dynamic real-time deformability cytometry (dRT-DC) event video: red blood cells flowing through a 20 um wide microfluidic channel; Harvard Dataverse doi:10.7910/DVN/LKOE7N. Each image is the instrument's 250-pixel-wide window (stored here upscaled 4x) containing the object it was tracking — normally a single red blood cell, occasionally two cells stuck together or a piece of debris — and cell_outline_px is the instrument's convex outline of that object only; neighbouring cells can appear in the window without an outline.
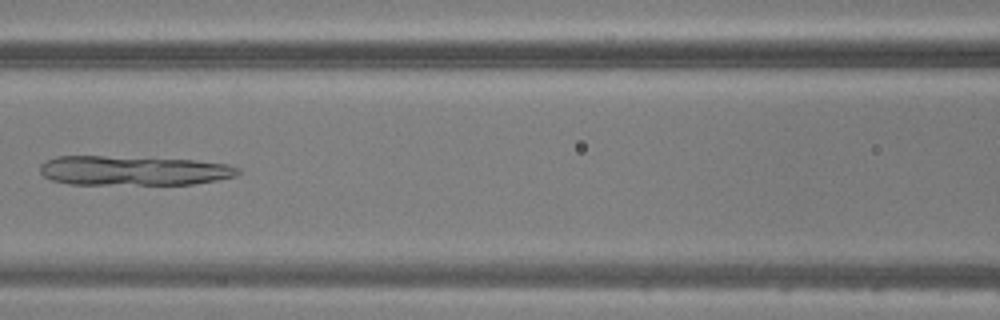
{"species": "common noctule bat (a hibernating species)", "species_latin": "Nyctalus noctula", "temperature_condition": "warm", "stored_images_in_passage": 46, "camera_frame_rate_fps": 3000, "um_per_image_px": 0.085, "animal": {"sex": "male", "body_mass_g": 20.5, "forearm_length_mm": 52.5}, "frame": {"image": 1, "passage_image": 21, "time_ms": 6.667, "image_size_px": [1000, 320], "cell_outline_px": [[240, 172], [236, 176], [216, 180], [192, 184], [68, 184], [52, 180], [44, 176], [40, 172], [40, 164], [44, 160], [56, 156], [104, 156], [196, 160], [228, 164], [240, 168]], "centroid_in_image_um": [11.32, 14.49], "position_along_channel_um": 155.3, "area_um2": 34.16}}
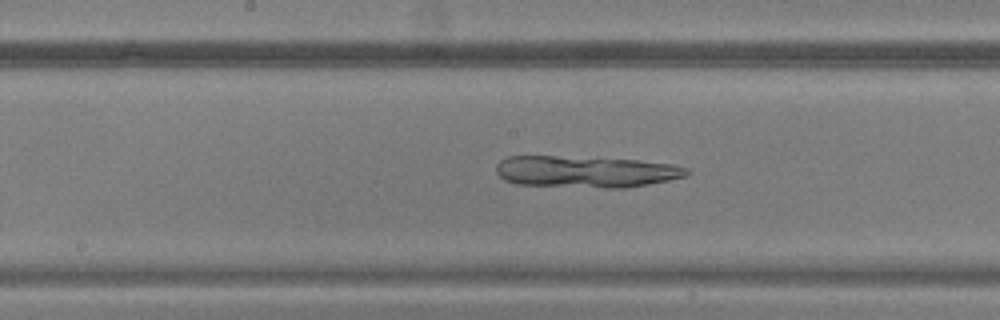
{"frame": {"image": 2, "passage_image": 24, "time_ms": 7.667, "image_size_px": [1000, 320], "cell_outline_px": [[692, 172], [688, 176], [648, 184], [624, 188], [604, 188], [516, 184], [504, 180], [496, 172], [496, 164], [500, 160], [508, 156], [556, 156], [636, 160], [672, 164], [688, 168]], "centroid_in_image_um": [49.79, 14.59], "position_along_channel_um": 198.4, "area_um2": 35.2}}
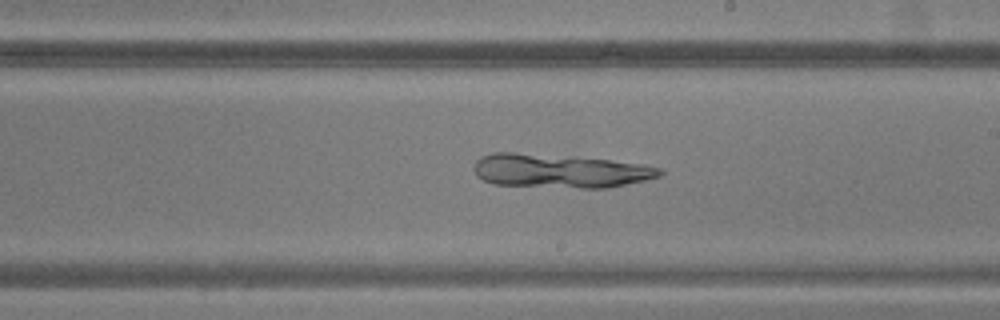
{"frame": {"image": 3, "passage_image": 27, "time_ms": 8.667, "image_size_px": [1000, 320], "cell_outline_px": [[664, 172], [660, 176], [644, 180], [608, 188], [580, 188], [492, 184], [476, 176], [472, 168], [476, 160], [480, 156], [492, 152], [512, 152], [576, 156], [640, 164], [660, 168]], "centroid_in_image_um": [47.52, 14.52], "position_along_channel_um": 241.5, "area_um2": 36.82}}